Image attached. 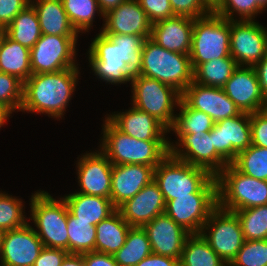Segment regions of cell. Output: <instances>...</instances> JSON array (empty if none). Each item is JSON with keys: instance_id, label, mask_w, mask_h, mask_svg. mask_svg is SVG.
Masks as SVG:
<instances>
[{"instance_id": "5bb4252c", "label": "cell", "mask_w": 267, "mask_h": 266, "mask_svg": "<svg viewBox=\"0 0 267 266\" xmlns=\"http://www.w3.org/2000/svg\"><path fill=\"white\" fill-rule=\"evenodd\" d=\"M217 206V193H191L167 201L165 213L189 233L200 234L210 213Z\"/></svg>"}, {"instance_id": "603a6c76", "label": "cell", "mask_w": 267, "mask_h": 266, "mask_svg": "<svg viewBox=\"0 0 267 266\" xmlns=\"http://www.w3.org/2000/svg\"><path fill=\"white\" fill-rule=\"evenodd\" d=\"M166 202L158 184L152 180L118 210L131 227H143L157 215L165 213Z\"/></svg>"}, {"instance_id": "9c48e42d", "label": "cell", "mask_w": 267, "mask_h": 266, "mask_svg": "<svg viewBox=\"0 0 267 266\" xmlns=\"http://www.w3.org/2000/svg\"><path fill=\"white\" fill-rule=\"evenodd\" d=\"M200 235L227 266L235 259L245 241L237 215L219 206L210 213Z\"/></svg>"}, {"instance_id": "d4e9b609", "label": "cell", "mask_w": 267, "mask_h": 266, "mask_svg": "<svg viewBox=\"0 0 267 266\" xmlns=\"http://www.w3.org/2000/svg\"><path fill=\"white\" fill-rule=\"evenodd\" d=\"M194 19L172 16L152 24L150 38L169 51L189 55Z\"/></svg>"}, {"instance_id": "8fae6325", "label": "cell", "mask_w": 267, "mask_h": 266, "mask_svg": "<svg viewBox=\"0 0 267 266\" xmlns=\"http://www.w3.org/2000/svg\"><path fill=\"white\" fill-rule=\"evenodd\" d=\"M230 55L238 66L254 67L267 55V28L256 20H231Z\"/></svg>"}, {"instance_id": "7c38bea8", "label": "cell", "mask_w": 267, "mask_h": 266, "mask_svg": "<svg viewBox=\"0 0 267 266\" xmlns=\"http://www.w3.org/2000/svg\"><path fill=\"white\" fill-rule=\"evenodd\" d=\"M176 136L175 143L169 139L170 154L174 158L206 169L215 177L228 165L213 147L212 130L206 134Z\"/></svg>"}, {"instance_id": "e0dca14e", "label": "cell", "mask_w": 267, "mask_h": 266, "mask_svg": "<svg viewBox=\"0 0 267 266\" xmlns=\"http://www.w3.org/2000/svg\"><path fill=\"white\" fill-rule=\"evenodd\" d=\"M28 222L18 229L4 231L0 266H33L44 245Z\"/></svg>"}, {"instance_id": "ba28073f", "label": "cell", "mask_w": 267, "mask_h": 266, "mask_svg": "<svg viewBox=\"0 0 267 266\" xmlns=\"http://www.w3.org/2000/svg\"><path fill=\"white\" fill-rule=\"evenodd\" d=\"M131 106L156 117L168 129L174 125L175 110L182 94L156 79L141 75L131 78Z\"/></svg>"}, {"instance_id": "94428289", "label": "cell", "mask_w": 267, "mask_h": 266, "mask_svg": "<svg viewBox=\"0 0 267 266\" xmlns=\"http://www.w3.org/2000/svg\"><path fill=\"white\" fill-rule=\"evenodd\" d=\"M3 33H4V30L0 27V38H1Z\"/></svg>"}, {"instance_id": "83f0119b", "label": "cell", "mask_w": 267, "mask_h": 266, "mask_svg": "<svg viewBox=\"0 0 267 266\" xmlns=\"http://www.w3.org/2000/svg\"><path fill=\"white\" fill-rule=\"evenodd\" d=\"M131 226L116 209L96 225L95 251L114 255L125 244Z\"/></svg>"}, {"instance_id": "d6a6232c", "label": "cell", "mask_w": 267, "mask_h": 266, "mask_svg": "<svg viewBox=\"0 0 267 266\" xmlns=\"http://www.w3.org/2000/svg\"><path fill=\"white\" fill-rule=\"evenodd\" d=\"M174 125L169 132L176 135L206 134L213 129L215 122L212 118L201 111L191 108L182 98L179 102Z\"/></svg>"}, {"instance_id": "5b68a950", "label": "cell", "mask_w": 267, "mask_h": 266, "mask_svg": "<svg viewBox=\"0 0 267 266\" xmlns=\"http://www.w3.org/2000/svg\"><path fill=\"white\" fill-rule=\"evenodd\" d=\"M138 75L165 83L181 94L193 82L190 56L164 49L146 38L142 47V65Z\"/></svg>"}, {"instance_id": "816d5d0a", "label": "cell", "mask_w": 267, "mask_h": 266, "mask_svg": "<svg viewBox=\"0 0 267 266\" xmlns=\"http://www.w3.org/2000/svg\"><path fill=\"white\" fill-rule=\"evenodd\" d=\"M255 71L258 76L259 86L262 96L267 100V55L259 61L255 66Z\"/></svg>"}, {"instance_id": "4316f807", "label": "cell", "mask_w": 267, "mask_h": 266, "mask_svg": "<svg viewBox=\"0 0 267 266\" xmlns=\"http://www.w3.org/2000/svg\"><path fill=\"white\" fill-rule=\"evenodd\" d=\"M35 8L42 34L78 36L72 26L62 0H30Z\"/></svg>"}, {"instance_id": "6da1fadb", "label": "cell", "mask_w": 267, "mask_h": 266, "mask_svg": "<svg viewBox=\"0 0 267 266\" xmlns=\"http://www.w3.org/2000/svg\"><path fill=\"white\" fill-rule=\"evenodd\" d=\"M79 71V67H73L54 73L32 74L23 83L20 112L42 113L56 120L62 119L76 91Z\"/></svg>"}, {"instance_id": "f546056e", "label": "cell", "mask_w": 267, "mask_h": 266, "mask_svg": "<svg viewBox=\"0 0 267 266\" xmlns=\"http://www.w3.org/2000/svg\"><path fill=\"white\" fill-rule=\"evenodd\" d=\"M4 33L13 41L31 49L42 36L35 8L30 3L8 25Z\"/></svg>"}, {"instance_id": "f1b7e54d", "label": "cell", "mask_w": 267, "mask_h": 266, "mask_svg": "<svg viewBox=\"0 0 267 266\" xmlns=\"http://www.w3.org/2000/svg\"><path fill=\"white\" fill-rule=\"evenodd\" d=\"M0 72L14 75L23 83L32 75L30 49L5 33L0 38Z\"/></svg>"}, {"instance_id": "680465c9", "label": "cell", "mask_w": 267, "mask_h": 266, "mask_svg": "<svg viewBox=\"0 0 267 266\" xmlns=\"http://www.w3.org/2000/svg\"><path fill=\"white\" fill-rule=\"evenodd\" d=\"M3 233H4V231L0 230V256H1V251H2V238H3Z\"/></svg>"}, {"instance_id": "8d00e7d4", "label": "cell", "mask_w": 267, "mask_h": 266, "mask_svg": "<svg viewBox=\"0 0 267 266\" xmlns=\"http://www.w3.org/2000/svg\"><path fill=\"white\" fill-rule=\"evenodd\" d=\"M232 165L246 176L267 181V148L250 145L238 153Z\"/></svg>"}, {"instance_id": "7bdbcfd3", "label": "cell", "mask_w": 267, "mask_h": 266, "mask_svg": "<svg viewBox=\"0 0 267 266\" xmlns=\"http://www.w3.org/2000/svg\"><path fill=\"white\" fill-rule=\"evenodd\" d=\"M22 102L23 82L14 75L0 72V105L19 112Z\"/></svg>"}, {"instance_id": "f35d334b", "label": "cell", "mask_w": 267, "mask_h": 266, "mask_svg": "<svg viewBox=\"0 0 267 266\" xmlns=\"http://www.w3.org/2000/svg\"><path fill=\"white\" fill-rule=\"evenodd\" d=\"M241 224L245 240L267 239V205L234 212Z\"/></svg>"}, {"instance_id": "ee69618b", "label": "cell", "mask_w": 267, "mask_h": 266, "mask_svg": "<svg viewBox=\"0 0 267 266\" xmlns=\"http://www.w3.org/2000/svg\"><path fill=\"white\" fill-rule=\"evenodd\" d=\"M174 15L193 19L208 15L212 10L203 0H170Z\"/></svg>"}, {"instance_id": "c3c4849f", "label": "cell", "mask_w": 267, "mask_h": 266, "mask_svg": "<svg viewBox=\"0 0 267 266\" xmlns=\"http://www.w3.org/2000/svg\"><path fill=\"white\" fill-rule=\"evenodd\" d=\"M68 251L44 247L33 266H61Z\"/></svg>"}, {"instance_id": "4dcf8cb0", "label": "cell", "mask_w": 267, "mask_h": 266, "mask_svg": "<svg viewBox=\"0 0 267 266\" xmlns=\"http://www.w3.org/2000/svg\"><path fill=\"white\" fill-rule=\"evenodd\" d=\"M237 67L231 56L213 59L193 70V81L204 86L223 88Z\"/></svg>"}, {"instance_id": "1f68e13d", "label": "cell", "mask_w": 267, "mask_h": 266, "mask_svg": "<svg viewBox=\"0 0 267 266\" xmlns=\"http://www.w3.org/2000/svg\"><path fill=\"white\" fill-rule=\"evenodd\" d=\"M180 266H227L200 234H191L185 241Z\"/></svg>"}, {"instance_id": "f907efd6", "label": "cell", "mask_w": 267, "mask_h": 266, "mask_svg": "<svg viewBox=\"0 0 267 266\" xmlns=\"http://www.w3.org/2000/svg\"><path fill=\"white\" fill-rule=\"evenodd\" d=\"M136 266H180L179 260L169 256L151 253Z\"/></svg>"}, {"instance_id": "52a82bcc", "label": "cell", "mask_w": 267, "mask_h": 266, "mask_svg": "<svg viewBox=\"0 0 267 266\" xmlns=\"http://www.w3.org/2000/svg\"><path fill=\"white\" fill-rule=\"evenodd\" d=\"M190 61L194 70L198 65L230 55V20L214 11L194 19Z\"/></svg>"}, {"instance_id": "4fadbf2b", "label": "cell", "mask_w": 267, "mask_h": 266, "mask_svg": "<svg viewBox=\"0 0 267 266\" xmlns=\"http://www.w3.org/2000/svg\"><path fill=\"white\" fill-rule=\"evenodd\" d=\"M88 61L96 78L112 85L127 84L134 76L120 58L119 46L112 43L101 31L91 40Z\"/></svg>"}, {"instance_id": "91938a15", "label": "cell", "mask_w": 267, "mask_h": 266, "mask_svg": "<svg viewBox=\"0 0 267 266\" xmlns=\"http://www.w3.org/2000/svg\"><path fill=\"white\" fill-rule=\"evenodd\" d=\"M263 111L267 114V100H266V102H265V104H264Z\"/></svg>"}, {"instance_id": "6f0895ef", "label": "cell", "mask_w": 267, "mask_h": 266, "mask_svg": "<svg viewBox=\"0 0 267 266\" xmlns=\"http://www.w3.org/2000/svg\"><path fill=\"white\" fill-rule=\"evenodd\" d=\"M255 1L264 11L267 10V0H255Z\"/></svg>"}, {"instance_id": "74e56055", "label": "cell", "mask_w": 267, "mask_h": 266, "mask_svg": "<svg viewBox=\"0 0 267 266\" xmlns=\"http://www.w3.org/2000/svg\"><path fill=\"white\" fill-rule=\"evenodd\" d=\"M112 43L119 46L120 58L127 64L129 71L137 75L141 71L142 47L146 38L136 35L104 34Z\"/></svg>"}, {"instance_id": "db71d44e", "label": "cell", "mask_w": 267, "mask_h": 266, "mask_svg": "<svg viewBox=\"0 0 267 266\" xmlns=\"http://www.w3.org/2000/svg\"><path fill=\"white\" fill-rule=\"evenodd\" d=\"M61 266H85L82 254H68Z\"/></svg>"}, {"instance_id": "bcb514c9", "label": "cell", "mask_w": 267, "mask_h": 266, "mask_svg": "<svg viewBox=\"0 0 267 266\" xmlns=\"http://www.w3.org/2000/svg\"><path fill=\"white\" fill-rule=\"evenodd\" d=\"M252 145L267 148V114L261 110L251 113Z\"/></svg>"}, {"instance_id": "7dc6e473", "label": "cell", "mask_w": 267, "mask_h": 266, "mask_svg": "<svg viewBox=\"0 0 267 266\" xmlns=\"http://www.w3.org/2000/svg\"><path fill=\"white\" fill-rule=\"evenodd\" d=\"M29 4L30 0H0V27L5 30Z\"/></svg>"}, {"instance_id": "e575fe53", "label": "cell", "mask_w": 267, "mask_h": 266, "mask_svg": "<svg viewBox=\"0 0 267 266\" xmlns=\"http://www.w3.org/2000/svg\"><path fill=\"white\" fill-rule=\"evenodd\" d=\"M62 4L72 26L79 34L90 31L95 22L96 13L102 16L104 21V15L97 0H62Z\"/></svg>"}, {"instance_id": "ffe728a7", "label": "cell", "mask_w": 267, "mask_h": 266, "mask_svg": "<svg viewBox=\"0 0 267 266\" xmlns=\"http://www.w3.org/2000/svg\"><path fill=\"white\" fill-rule=\"evenodd\" d=\"M105 116L118 130L137 140L169 141L166 137L169 129L156 117L134 106Z\"/></svg>"}, {"instance_id": "11a10c76", "label": "cell", "mask_w": 267, "mask_h": 266, "mask_svg": "<svg viewBox=\"0 0 267 266\" xmlns=\"http://www.w3.org/2000/svg\"><path fill=\"white\" fill-rule=\"evenodd\" d=\"M11 114H13V111L10 108L0 105V128L5 125Z\"/></svg>"}, {"instance_id": "f5cc1de1", "label": "cell", "mask_w": 267, "mask_h": 266, "mask_svg": "<svg viewBox=\"0 0 267 266\" xmlns=\"http://www.w3.org/2000/svg\"><path fill=\"white\" fill-rule=\"evenodd\" d=\"M103 15L115 9L126 0H97Z\"/></svg>"}, {"instance_id": "3957f363", "label": "cell", "mask_w": 267, "mask_h": 266, "mask_svg": "<svg viewBox=\"0 0 267 266\" xmlns=\"http://www.w3.org/2000/svg\"><path fill=\"white\" fill-rule=\"evenodd\" d=\"M154 181L165 202L191 193H217V178L206 169L174 158L170 153L154 168Z\"/></svg>"}, {"instance_id": "60d3db41", "label": "cell", "mask_w": 267, "mask_h": 266, "mask_svg": "<svg viewBox=\"0 0 267 266\" xmlns=\"http://www.w3.org/2000/svg\"><path fill=\"white\" fill-rule=\"evenodd\" d=\"M263 11L255 0H223L214 10L216 14L230 21L255 20V16L257 17L258 13L261 14Z\"/></svg>"}, {"instance_id": "cb8c5ba5", "label": "cell", "mask_w": 267, "mask_h": 266, "mask_svg": "<svg viewBox=\"0 0 267 266\" xmlns=\"http://www.w3.org/2000/svg\"><path fill=\"white\" fill-rule=\"evenodd\" d=\"M154 180V168L142 164L113 165L111 201L118 209Z\"/></svg>"}, {"instance_id": "836d02e7", "label": "cell", "mask_w": 267, "mask_h": 266, "mask_svg": "<svg viewBox=\"0 0 267 266\" xmlns=\"http://www.w3.org/2000/svg\"><path fill=\"white\" fill-rule=\"evenodd\" d=\"M151 253L149 238L143 227H131L125 244L113 256L119 266H136Z\"/></svg>"}, {"instance_id": "7a4b0ae2", "label": "cell", "mask_w": 267, "mask_h": 266, "mask_svg": "<svg viewBox=\"0 0 267 266\" xmlns=\"http://www.w3.org/2000/svg\"><path fill=\"white\" fill-rule=\"evenodd\" d=\"M99 149L113 165L142 164L155 168L169 153V141L137 140L103 119Z\"/></svg>"}, {"instance_id": "681fc988", "label": "cell", "mask_w": 267, "mask_h": 266, "mask_svg": "<svg viewBox=\"0 0 267 266\" xmlns=\"http://www.w3.org/2000/svg\"><path fill=\"white\" fill-rule=\"evenodd\" d=\"M82 256L85 266H119L111 254L92 251L83 253Z\"/></svg>"}, {"instance_id": "7402d4cb", "label": "cell", "mask_w": 267, "mask_h": 266, "mask_svg": "<svg viewBox=\"0 0 267 266\" xmlns=\"http://www.w3.org/2000/svg\"><path fill=\"white\" fill-rule=\"evenodd\" d=\"M223 89L241 112L255 113L264 108L266 101L254 67L238 66Z\"/></svg>"}, {"instance_id": "2e32d148", "label": "cell", "mask_w": 267, "mask_h": 266, "mask_svg": "<svg viewBox=\"0 0 267 266\" xmlns=\"http://www.w3.org/2000/svg\"><path fill=\"white\" fill-rule=\"evenodd\" d=\"M76 160L77 179L80 189L76 193L111 199L113 164L99 149L86 151Z\"/></svg>"}, {"instance_id": "b9f144b4", "label": "cell", "mask_w": 267, "mask_h": 266, "mask_svg": "<svg viewBox=\"0 0 267 266\" xmlns=\"http://www.w3.org/2000/svg\"><path fill=\"white\" fill-rule=\"evenodd\" d=\"M229 266H267V239L245 240Z\"/></svg>"}, {"instance_id": "ac0fdd59", "label": "cell", "mask_w": 267, "mask_h": 266, "mask_svg": "<svg viewBox=\"0 0 267 266\" xmlns=\"http://www.w3.org/2000/svg\"><path fill=\"white\" fill-rule=\"evenodd\" d=\"M182 99L191 108L208 114L214 122L241 113L223 88L204 86L194 81L184 90Z\"/></svg>"}, {"instance_id": "d590c367", "label": "cell", "mask_w": 267, "mask_h": 266, "mask_svg": "<svg viewBox=\"0 0 267 266\" xmlns=\"http://www.w3.org/2000/svg\"><path fill=\"white\" fill-rule=\"evenodd\" d=\"M67 230L69 254H83L95 251L96 226L87 221L77 220L68 211Z\"/></svg>"}, {"instance_id": "9f6ffc18", "label": "cell", "mask_w": 267, "mask_h": 266, "mask_svg": "<svg viewBox=\"0 0 267 266\" xmlns=\"http://www.w3.org/2000/svg\"><path fill=\"white\" fill-rule=\"evenodd\" d=\"M205 4L214 11L223 0H203Z\"/></svg>"}, {"instance_id": "f6af8a7d", "label": "cell", "mask_w": 267, "mask_h": 266, "mask_svg": "<svg viewBox=\"0 0 267 266\" xmlns=\"http://www.w3.org/2000/svg\"><path fill=\"white\" fill-rule=\"evenodd\" d=\"M141 8L146 12L150 22L156 23L160 20L175 16L170 5V0H137Z\"/></svg>"}, {"instance_id": "277c9868", "label": "cell", "mask_w": 267, "mask_h": 266, "mask_svg": "<svg viewBox=\"0 0 267 266\" xmlns=\"http://www.w3.org/2000/svg\"><path fill=\"white\" fill-rule=\"evenodd\" d=\"M29 200L31 210L28 220L34 223L33 228L44 247L69 252L68 208L64 199L57 200L47 191L37 190Z\"/></svg>"}, {"instance_id": "484cf974", "label": "cell", "mask_w": 267, "mask_h": 266, "mask_svg": "<svg viewBox=\"0 0 267 266\" xmlns=\"http://www.w3.org/2000/svg\"><path fill=\"white\" fill-rule=\"evenodd\" d=\"M60 197L64 199L68 211L77 220L87 221L95 226L116 210L109 198L76 192Z\"/></svg>"}, {"instance_id": "8992f818", "label": "cell", "mask_w": 267, "mask_h": 266, "mask_svg": "<svg viewBox=\"0 0 267 266\" xmlns=\"http://www.w3.org/2000/svg\"><path fill=\"white\" fill-rule=\"evenodd\" d=\"M218 206L235 212L267 205V181L246 176L228 164L217 176Z\"/></svg>"}, {"instance_id": "ab89813d", "label": "cell", "mask_w": 267, "mask_h": 266, "mask_svg": "<svg viewBox=\"0 0 267 266\" xmlns=\"http://www.w3.org/2000/svg\"><path fill=\"white\" fill-rule=\"evenodd\" d=\"M23 204L21 198L0 191V230L18 229L29 222Z\"/></svg>"}, {"instance_id": "30bf717a", "label": "cell", "mask_w": 267, "mask_h": 266, "mask_svg": "<svg viewBox=\"0 0 267 266\" xmlns=\"http://www.w3.org/2000/svg\"><path fill=\"white\" fill-rule=\"evenodd\" d=\"M78 37L42 34L30 49L32 74L54 73L78 67L75 60Z\"/></svg>"}, {"instance_id": "44dd1931", "label": "cell", "mask_w": 267, "mask_h": 266, "mask_svg": "<svg viewBox=\"0 0 267 266\" xmlns=\"http://www.w3.org/2000/svg\"><path fill=\"white\" fill-rule=\"evenodd\" d=\"M100 31L103 34H122L150 37L152 23L137 0H126L104 15Z\"/></svg>"}, {"instance_id": "d6986e66", "label": "cell", "mask_w": 267, "mask_h": 266, "mask_svg": "<svg viewBox=\"0 0 267 266\" xmlns=\"http://www.w3.org/2000/svg\"><path fill=\"white\" fill-rule=\"evenodd\" d=\"M152 253L180 260L186 239L191 235L181 225L175 223L166 213L157 215L143 226Z\"/></svg>"}, {"instance_id": "9a60e30c", "label": "cell", "mask_w": 267, "mask_h": 266, "mask_svg": "<svg viewBox=\"0 0 267 266\" xmlns=\"http://www.w3.org/2000/svg\"><path fill=\"white\" fill-rule=\"evenodd\" d=\"M251 113L215 122L212 129L213 147L228 163L232 164L239 152L252 145L250 126Z\"/></svg>"}]
</instances>
